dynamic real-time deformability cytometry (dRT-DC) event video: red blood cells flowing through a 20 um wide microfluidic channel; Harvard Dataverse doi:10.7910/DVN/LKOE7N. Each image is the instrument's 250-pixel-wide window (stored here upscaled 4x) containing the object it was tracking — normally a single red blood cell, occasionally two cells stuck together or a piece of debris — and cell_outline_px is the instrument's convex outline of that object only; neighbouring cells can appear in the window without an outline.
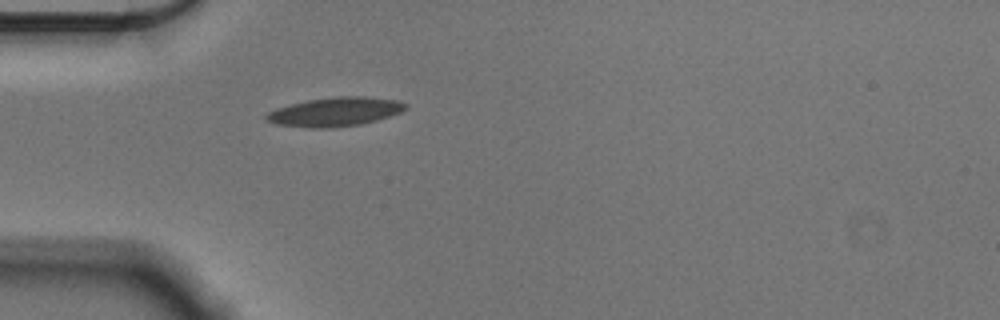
{"species": "Egyptian fruit bat (a non-hibernating species)", "species_latin": "Rousettus aegyptiacus", "temperature_condition": "cold", "stored_images_in_passage": 40, "camera_frame_rate_fps": 3000, "um_per_image_px": 0.085, "animal": {"sex": "male"}, "frame": {"image": 1, "passage_image": 1, "time_ms": 0.0, "image_size_px": [1000, 320], "cell_outline_px": [[408, 108], [400, 112], [376, 120], [360, 124], [332, 128], [308, 128], [276, 124], [264, 120], [264, 116], [268, 112], [276, 108], [308, 100], [336, 96], [364, 96], [396, 100], [408, 104]], "centroid_in_image_um": [28.46, 9.51], "position_along_channel_um": 56.5, "area_um2": 23.52}}
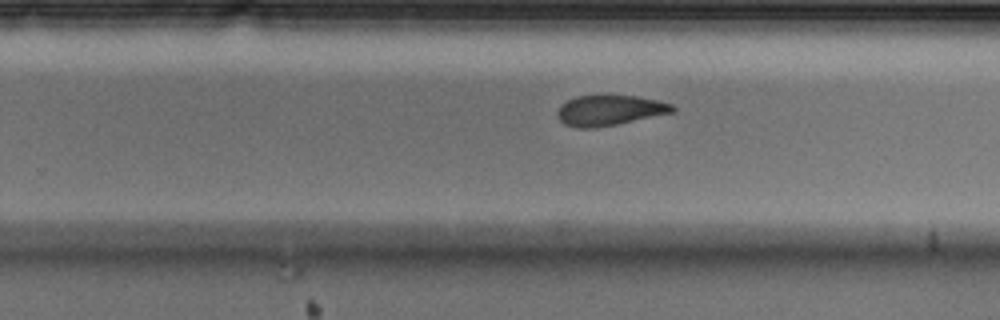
{"frame": {"image": 2, "passage_image": 20, "time_ms": 6.333, "image_size_px": [1000, 320], "cell_outline_px": [[676, 112], [596, 128], [576, 128], [564, 124], [560, 120], [556, 112], [560, 104], [576, 96], [636, 96], [660, 100], [672, 104], [676, 108]], "centroid_in_image_um": [51.83, 9.38], "position_along_channel_um": 278.0, "area_um2": 20.46}}
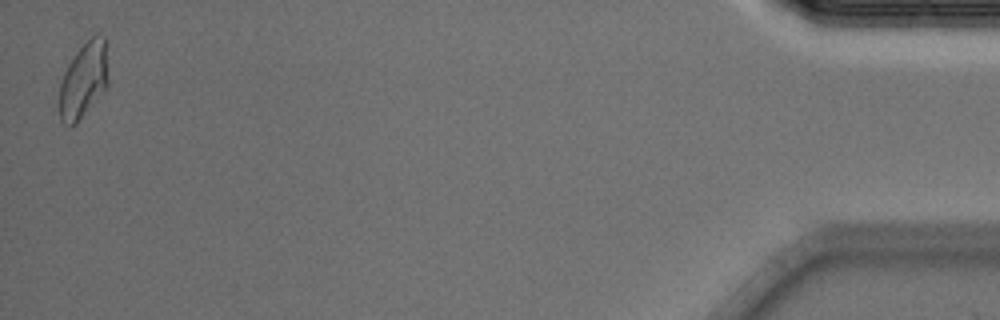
{"frame": {"image": 3, "passage_image": 40, "time_ms": 13.0, "image_size_px": [1000, 320], "cell_outline_px": [[108, 84], [76, 124], [72, 128], [68, 128], [60, 120], [60, 80], [68, 64], [76, 52], [92, 36], [104, 36], [108, 44]], "centroid_in_image_um": [7.12, 6.81], "position_along_channel_um": 428.1, "area_um2": 21.68}, "authors_computed_cell_mechanics": {"area_um2": 21.2993, "velocity_mm_per_s": 3.584, "shape_relaxation_time_tau1_ms": 9.9147, "shape_relaxation_time_tau2_ms": 4.5669, "deformation_change_tau1": 0.1837, "deformation_change_tau2": 0.1233}}